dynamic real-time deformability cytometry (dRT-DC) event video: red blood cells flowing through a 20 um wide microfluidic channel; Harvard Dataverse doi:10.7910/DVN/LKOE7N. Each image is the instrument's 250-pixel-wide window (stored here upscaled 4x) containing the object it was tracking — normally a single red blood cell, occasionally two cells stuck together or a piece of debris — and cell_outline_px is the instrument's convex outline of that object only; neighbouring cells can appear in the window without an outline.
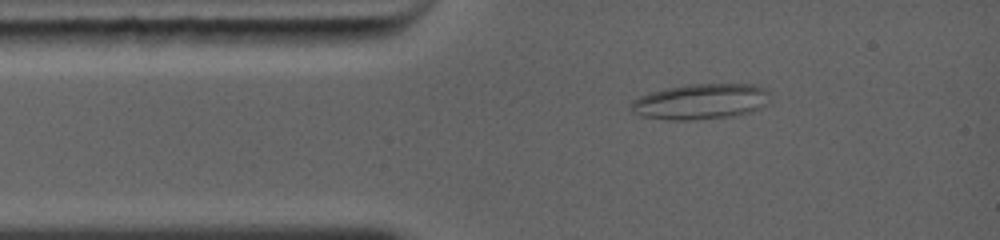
{"species": "common noctule bat (a hibernating species)", "species_latin": "Nyctalus noctula", "temperature_condition": "warm", "stored_images_in_passage": 40, "camera_frame_rate_fps": 5000, "um_per_image_px": 0.085, "animal": {"sex": "female", "body_mass_g": 19.0, "forearm_length_mm": 56.7}, "frame": {"image": 1, "passage_image": 5, "time_ms": 1.4, "image_size_px": [1000, 240], "cell_outline_px": [[764, 104], [760, 108], [752, 112], [736, 116], [692, 120], [664, 120], [640, 116], [632, 108], [632, 100], [656, 92], [672, 88], [696, 84], [740, 84], [760, 88], [764, 92]], "centroid_in_image_um": [59.51, 8.68], "position_along_channel_um": 25.5, "area_um2": 27.63}}
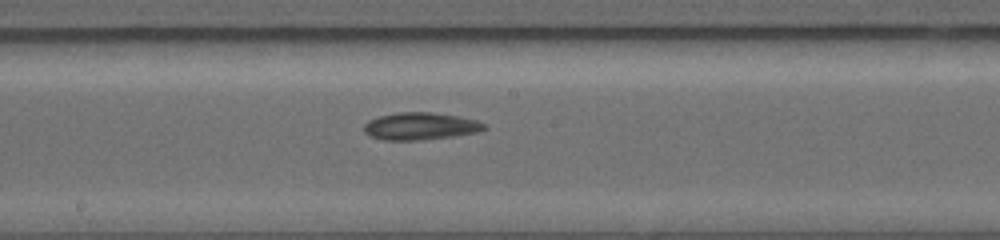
{"frame": {"image": 2, "passage_image": 19, "time_ms": 6.4, "image_size_px": [1000, 240], "cell_outline_px": [[488, 128], [476, 132], [452, 136], [420, 140], [384, 140], [372, 136], [364, 132], [364, 124], [368, 120], [380, 116], [400, 112], [428, 112], [456, 116], [476, 120], [484, 124]], "centroid_in_image_um": [35.71, 10.73], "position_along_channel_um": 212.5, "area_um2": 18.84}}
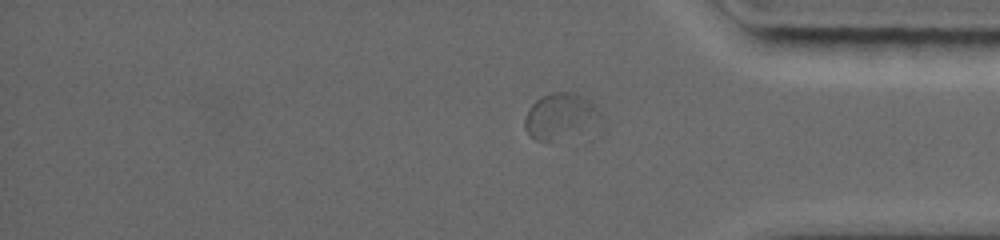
{"frame": {"image": 3, "passage_image": 32, "time_ms": 10.8, "image_size_px": [1000, 240], "cell_outline_px": [[592, 108], [548, 140], [536, 140], [524, 128], [524, 120], [532, 104], [540, 96], [552, 92], [572, 92], [592, 104]], "centroid_in_image_um": [47.11, 9.68], "position_along_channel_um": 388.1, "area_um2": 15.32}, "authors_computed_cell_mechanics": {"area_um2": 18.0914, "velocity_mm_per_s": 4.1582, "shape_relaxation_time_tau1_ms": null, "shape_relaxation_time_tau2_ms": 3.1678, "deformation_change_tau1": null, "deformation_change_tau2": 0.053}}